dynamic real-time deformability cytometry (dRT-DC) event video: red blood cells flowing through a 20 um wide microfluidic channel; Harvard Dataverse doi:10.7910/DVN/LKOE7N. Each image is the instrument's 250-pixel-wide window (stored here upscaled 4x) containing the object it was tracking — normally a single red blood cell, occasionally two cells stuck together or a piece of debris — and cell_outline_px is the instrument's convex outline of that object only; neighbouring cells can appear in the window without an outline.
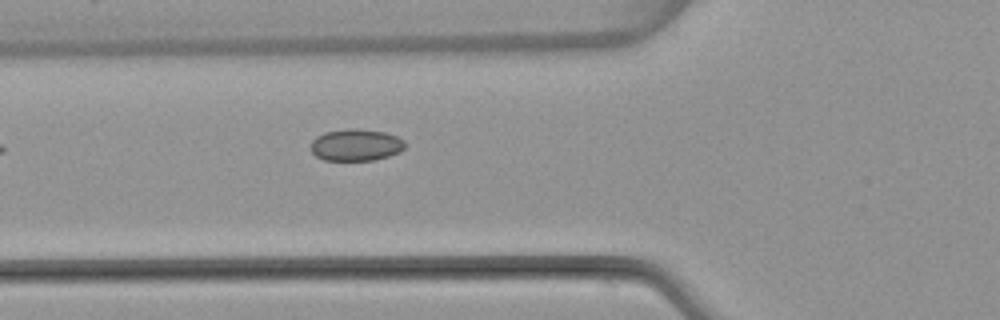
{"species": "common noctule bat (a hibernating species)", "species_latin": "Nyctalus noctula", "temperature_condition": "warm", "stored_images_in_passage": 3, "camera_frame_rate_fps": 3000, "um_per_image_px": 0.085, "animal": {"sex": "female", "body_mass_g": 22.7, "forearm_length_mm": 54.2}, "frame": {"image": 1, "passage_image": 3, "time_ms": 2.667, "image_size_px": [1000, 320], "cell_outline_px": [[404, 148], [400, 152], [388, 156], [372, 160], [324, 160], [316, 156], [312, 152], [312, 140], [316, 136], [324, 132], [348, 128], [352, 128], [384, 132], [396, 136], [404, 140]], "centroid_in_image_um": [30.24, 12.31], "position_along_channel_um": 95.6, "area_um2": 17.4}}